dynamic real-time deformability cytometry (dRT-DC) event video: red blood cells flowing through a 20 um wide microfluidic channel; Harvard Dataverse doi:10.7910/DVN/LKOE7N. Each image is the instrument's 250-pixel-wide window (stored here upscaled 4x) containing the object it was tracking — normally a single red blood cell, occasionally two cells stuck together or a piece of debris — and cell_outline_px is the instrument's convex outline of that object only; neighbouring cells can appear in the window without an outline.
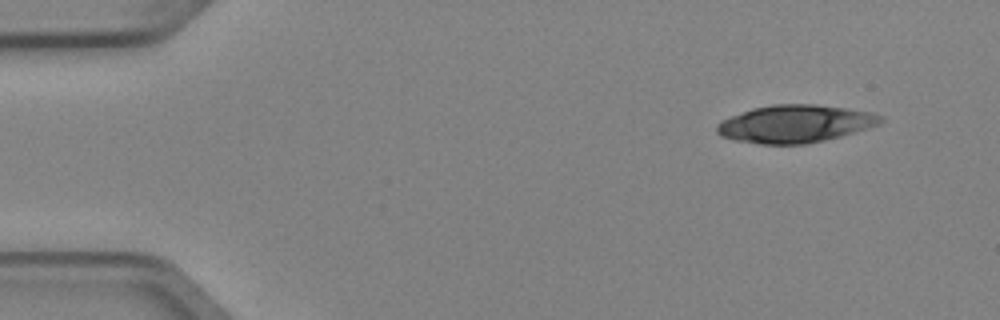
{"species": "Egyptian fruit bat (a non-hibernating species)", "species_latin": "Rousettus aegyptiacus", "temperature_condition": "cold", "stored_images_in_passage": 4, "camera_frame_rate_fps": 3000, "um_per_image_px": 0.085, "animal": {"sex": "female"}, "frame": {"image": 1, "passage_image": 1, "time_ms": 0.0, "image_size_px": [1000, 320], "cell_outline_px": [[884, 120], [880, 124], [840, 136], [824, 140], [804, 144], [760, 144], [736, 140], [720, 136], [716, 132], [716, 124], [720, 120], [752, 108], [772, 104], [816, 104], [844, 108], [868, 112], [884, 116]], "centroid_in_image_um": [67.54, 10.52], "position_along_channel_um": 17.5, "area_um2": 35.84}}